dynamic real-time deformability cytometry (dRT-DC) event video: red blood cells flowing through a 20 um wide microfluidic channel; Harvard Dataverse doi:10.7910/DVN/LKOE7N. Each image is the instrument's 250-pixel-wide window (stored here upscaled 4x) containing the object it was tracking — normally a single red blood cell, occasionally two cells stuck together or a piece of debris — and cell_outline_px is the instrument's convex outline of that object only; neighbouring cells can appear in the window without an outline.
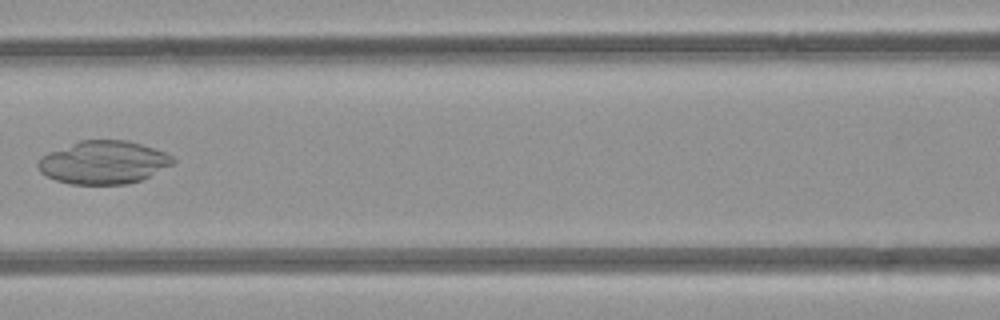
{"species": "common noctule bat (a hibernating species)", "species_latin": "Nyctalus noctula", "temperature_condition": "room temperature", "stored_images_in_passage": 6, "camera_frame_rate_fps": 3000, "um_per_image_px": 0.085, "animal": {"sex": "female", "body_mass_g": 21.9}, "frame": {"image": 1, "passage_image": 6, "time_ms": 6.667, "image_size_px": [1000, 320], "cell_outline_px": [[176, 164], [140, 180], [128, 184], [72, 184], [56, 180], [44, 176], [40, 172], [36, 164], [48, 152], [80, 140], [128, 140], [164, 152], [172, 156], [176, 160]], "centroid_in_image_um": [8.81, 13.81], "position_along_channel_um": 157.8, "area_um2": 33.87}}